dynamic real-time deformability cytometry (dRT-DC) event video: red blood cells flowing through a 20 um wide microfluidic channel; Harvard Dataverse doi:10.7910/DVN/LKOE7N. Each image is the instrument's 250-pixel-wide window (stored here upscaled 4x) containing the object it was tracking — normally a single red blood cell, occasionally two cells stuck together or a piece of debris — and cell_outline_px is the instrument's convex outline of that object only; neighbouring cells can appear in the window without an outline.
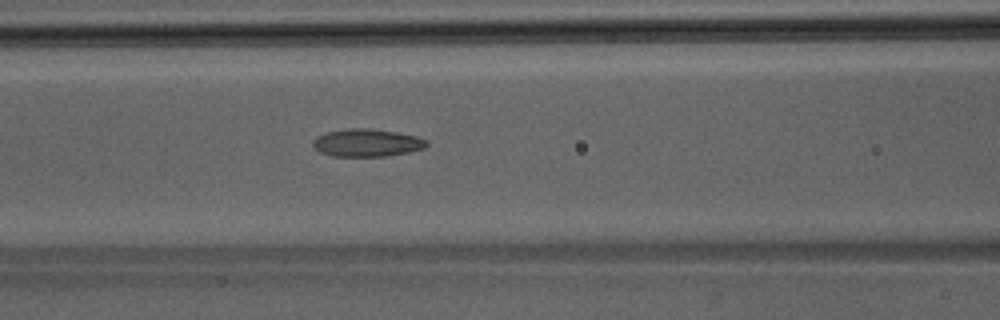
{"species": "Egyptian fruit bat (a non-hibernating species)", "species_latin": "Rousettus aegyptiacus", "temperature_condition": "room temperature", "stored_images_in_passage": 34, "camera_frame_rate_fps": 3000, "um_per_image_px": 0.085, "animal": {"sex": "male"}, "frame": {"image": 1, "passage_image": 8, "time_ms": 2.333, "image_size_px": [1000, 320], "cell_outline_px": [[428, 144], [424, 148], [408, 152], [384, 156], [332, 156], [320, 152], [312, 144], [312, 140], [316, 136], [328, 132], [348, 128], [368, 128], [396, 132], [416, 136], [428, 140]], "centroid_in_image_um": [31.18, 12.13], "position_along_channel_um": 135.4, "area_um2": 18.26}}
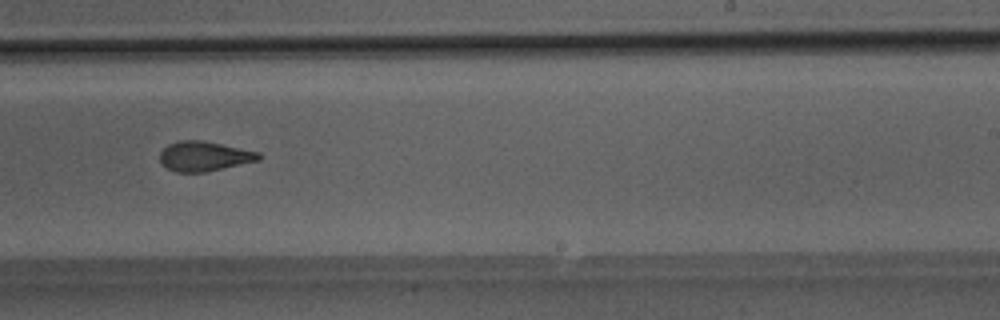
{"frame": {"image": 2, "passage_image": 17, "time_ms": 5.333, "image_size_px": [1000, 320], "cell_outline_px": [[260, 160], [204, 172], [176, 172], [168, 168], [160, 160], [160, 152], [168, 144], [180, 140], [200, 140], [260, 152]], "centroid_in_image_um": [17.35, 13.27], "position_along_channel_um": 271.7, "area_um2": 16.88}}
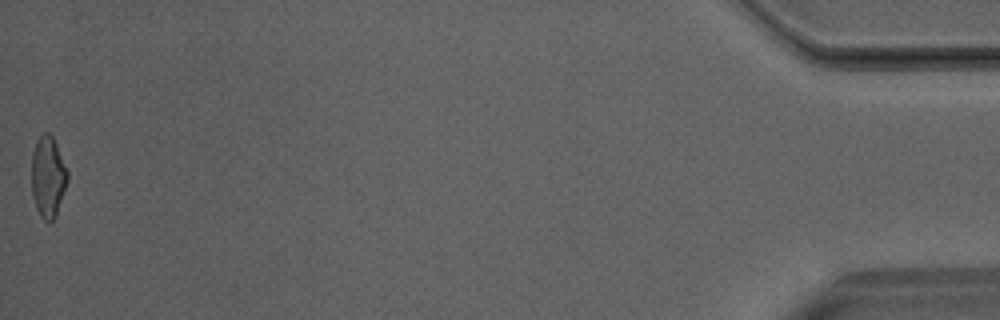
{"frame": {"image": 3, "passage_image": 34, "time_ms": 11.0, "image_size_px": [1000, 320], "cell_outline_px": [[68, 180], [56, 216], [48, 224], [40, 216], [36, 208], [32, 192], [32, 152], [36, 140], [44, 132], [48, 132], [52, 136], [56, 144], [68, 172]], "centroid_in_image_um": [4.07, 15.04], "position_along_channel_um": 431.1, "area_um2": 16.99}}